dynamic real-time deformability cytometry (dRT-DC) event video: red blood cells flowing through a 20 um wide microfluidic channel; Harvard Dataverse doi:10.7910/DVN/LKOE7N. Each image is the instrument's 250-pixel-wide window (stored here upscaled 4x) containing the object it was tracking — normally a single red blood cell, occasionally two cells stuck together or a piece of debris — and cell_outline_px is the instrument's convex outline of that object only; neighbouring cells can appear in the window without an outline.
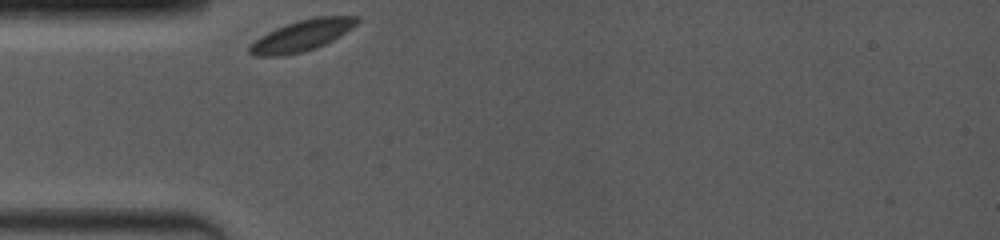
{"species": "common noctule bat (a hibernating species)", "species_latin": "Nyctalus noctula", "temperature_condition": "room temperature", "stored_images_in_passage": 6, "camera_frame_rate_fps": 4000, "um_per_image_px": 0.085, "animal": {"sex": "female", "body_mass_g": 19.0, "forearm_length_mm": 53.3}, "frame": {"image": 1, "passage_image": 1, "time_ms": 0.0, "image_size_px": [1000, 240], "cell_outline_px": [[360, 20], [356, 24], [340, 36], [316, 48], [304, 52], [284, 56], [256, 56], [248, 52], [248, 48], [260, 36], [276, 28], [300, 20], [316, 16], [360, 16]], "centroid_in_image_um": [25.67, 3.03], "position_along_channel_um": 59.3, "area_um2": 19.31}}